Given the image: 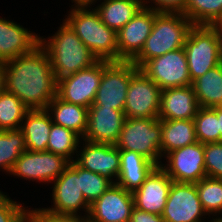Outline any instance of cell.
Listing matches in <instances>:
<instances>
[{
    "label": "cell",
    "instance_id": "cell-1",
    "mask_svg": "<svg viewBox=\"0 0 222 222\" xmlns=\"http://www.w3.org/2000/svg\"><path fill=\"white\" fill-rule=\"evenodd\" d=\"M5 91L15 94L30 110L47 109L57 95V79L41 44L5 62Z\"/></svg>",
    "mask_w": 222,
    "mask_h": 222
},
{
    "label": "cell",
    "instance_id": "cell-2",
    "mask_svg": "<svg viewBox=\"0 0 222 222\" xmlns=\"http://www.w3.org/2000/svg\"><path fill=\"white\" fill-rule=\"evenodd\" d=\"M40 44L49 55L57 80L87 69L99 61L65 21L47 41L40 38Z\"/></svg>",
    "mask_w": 222,
    "mask_h": 222
},
{
    "label": "cell",
    "instance_id": "cell-3",
    "mask_svg": "<svg viewBox=\"0 0 222 222\" xmlns=\"http://www.w3.org/2000/svg\"><path fill=\"white\" fill-rule=\"evenodd\" d=\"M64 21L98 60L118 61L117 32L101 21L95 8L72 6Z\"/></svg>",
    "mask_w": 222,
    "mask_h": 222
},
{
    "label": "cell",
    "instance_id": "cell-4",
    "mask_svg": "<svg viewBox=\"0 0 222 222\" xmlns=\"http://www.w3.org/2000/svg\"><path fill=\"white\" fill-rule=\"evenodd\" d=\"M192 27L181 12H157L152 31L132 63L140 69L148 60L183 48Z\"/></svg>",
    "mask_w": 222,
    "mask_h": 222
},
{
    "label": "cell",
    "instance_id": "cell-5",
    "mask_svg": "<svg viewBox=\"0 0 222 222\" xmlns=\"http://www.w3.org/2000/svg\"><path fill=\"white\" fill-rule=\"evenodd\" d=\"M183 48L191 82L222 63V36L216 26L193 25Z\"/></svg>",
    "mask_w": 222,
    "mask_h": 222
},
{
    "label": "cell",
    "instance_id": "cell-6",
    "mask_svg": "<svg viewBox=\"0 0 222 222\" xmlns=\"http://www.w3.org/2000/svg\"><path fill=\"white\" fill-rule=\"evenodd\" d=\"M161 135L162 120L159 118H126L119 139L114 145L119 150L137 152L160 166Z\"/></svg>",
    "mask_w": 222,
    "mask_h": 222
},
{
    "label": "cell",
    "instance_id": "cell-7",
    "mask_svg": "<svg viewBox=\"0 0 222 222\" xmlns=\"http://www.w3.org/2000/svg\"><path fill=\"white\" fill-rule=\"evenodd\" d=\"M137 69L132 61H109L103 68L92 105H104L124 112L128 86Z\"/></svg>",
    "mask_w": 222,
    "mask_h": 222
},
{
    "label": "cell",
    "instance_id": "cell-8",
    "mask_svg": "<svg viewBox=\"0 0 222 222\" xmlns=\"http://www.w3.org/2000/svg\"><path fill=\"white\" fill-rule=\"evenodd\" d=\"M140 70L162 90L192 85L184 48L148 60Z\"/></svg>",
    "mask_w": 222,
    "mask_h": 222
},
{
    "label": "cell",
    "instance_id": "cell-9",
    "mask_svg": "<svg viewBox=\"0 0 222 222\" xmlns=\"http://www.w3.org/2000/svg\"><path fill=\"white\" fill-rule=\"evenodd\" d=\"M63 155L48 151H24L14 163L9 174L32 181H55L69 165Z\"/></svg>",
    "mask_w": 222,
    "mask_h": 222
},
{
    "label": "cell",
    "instance_id": "cell-10",
    "mask_svg": "<svg viewBox=\"0 0 222 222\" xmlns=\"http://www.w3.org/2000/svg\"><path fill=\"white\" fill-rule=\"evenodd\" d=\"M99 60L93 66L57 80V96L75 105L89 108L100 85L102 71L108 63Z\"/></svg>",
    "mask_w": 222,
    "mask_h": 222
},
{
    "label": "cell",
    "instance_id": "cell-11",
    "mask_svg": "<svg viewBox=\"0 0 222 222\" xmlns=\"http://www.w3.org/2000/svg\"><path fill=\"white\" fill-rule=\"evenodd\" d=\"M53 206L42 208L54 214L80 215L78 211L84 209L89 214L90 204L85 200L80 189V166L72 161L64 172L53 181Z\"/></svg>",
    "mask_w": 222,
    "mask_h": 222
},
{
    "label": "cell",
    "instance_id": "cell-12",
    "mask_svg": "<svg viewBox=\"0 0 222 222\" xmlns=\"http://www.w3.org/2000/svg\"><path fill=\"white\" fill-rule=\"evenodd\" d=\"M162 89L139 68L128 86L126 118H158Z\"/></svg>",
    "mask_w": 222,
    "mask_h": 222
},
{
    "label": "cell",
    "instance_id": "cell-13",
    "mask_svg": "<svg viewBox=\"0 0 222 222\" xmlns=\"http://www.w3.org/2000/svg\"><path fill=\"white\" fill-rule=\"evenodd\" d=\"M207 215L201 205L196 183L172 181L162 214L165 222H204Z\"/></svg>",
    "mask_w": 222,
    "mask_h": 222
},
{
    "label": "cell",
    "instance_id": "cell-14",
    "mask_svg": "<svg viewBox=\"0 0 222 222\" xmlns=\"http://www.w3.org/2000/svg\"><path fill=\"white\" fill-rule=\"evenodd\" d=\"M165 157L168 164L160 167L175 182L197 183L207 177L204 144L200 142L173 150Z\"/></svg>",
    "mask_w": 222,
    "mask_h": 222
},
{
    "label": "cell",
    "instance_id": "cell-15",
    "mask_svg": "<svg viewBox=\"0 0 222 222\" xmlns=\"http://www.w3.org/2000/svg\"><path fill=\"white\" fill-rule=\"evenodd\" d=\"M156 16L157 11L142 7L117 32L118 61H132L141 52L152 31Z\"/></svg>",
    "mask_w": 222,
    "mask_h": 222
},
{
    "label": "cell",
    "instance_id": "cell-16",
    "mask_svg": "<svg viewBox=\"0 0 222 222\" xmlns=\"http://www.w3.org/2000/svg\"><path fill=\"white\" fill-rule=\"evenodd\" d=\"M134 199L131 192L113 183L90 204L89 222H129Z\"/></svg>",
    "mask_w": 222,
    "mask_h": 222
},
{
    "label": "cell",
    "instance_id": "cell-17",
    "mask_svg": "<svg viewBox=\"0 0 222 222\" xmlns=\"http://www.w3.org/2000/svg\"><path fill=\"white\" fill-rule=\"evenodd\" d=\"M126 120V115L120 110L91 105L88 108L87 129L82 140L93 143L115 144Z\"/></svg>",
    "mask_w": 222,
    "mask_h": 222
},
{
    "label": "cell",
    "instance_id": "cell-18",
    "mask_svg": "<svg viewBox=\"0 0 222 222\" xmlns=\"http://www.w3.org/2000/svg\"><path fill=\"white\" fill-rule=\"evenodd\" d=\"M83 141L85 144L77 152L80 156L75 159V162L82 168L116 183L120 170V150L114 144Z\"/></svg>",
    "mask_w": 222,
    "mask_h": 222
},
{
    "label": "cell",
    "instance_id": "cell-19",
    "mask_svg": "<svg viewBox=\"0 0 222 222\" xmlns=\"http://www.w3.org/2000/svg\"><path fill=\"white\" fill-rule=\"evenodd\" d=\"M172 181L160 166H156L142 185L132 193L134 207L162 216Z\"/></svg>",
    "mask_w": 222,
    "mask_h": 222
},
{
    "label": "cell",
    "instance_id": "cell-20",
    "mask_svg": "<svg viewBox=\"0 0 222 222\" xmlns=\"http://www.w3.org/2000/svg\"><path fill=\"white\" fill-rule=\"evenodd\" d=\"M200 106L192 85L162 90L160 120H193Z\"/></svg>",
    "mask_w": 222,
    "mask_h": 222
},
{
    "label": "cell",
    "instance_id": "cell-21",
    "mask_svg": "<svg viewBox=\"0 0 222 222\" xmlns=\"http://www.w3.org/2000/svg\"><path fill=\"white\" fill-rule=\"evenodd\" d=\"M34 32L4 18H0V60L7 62L33 50L40 44Z\"/></svg>",
    "mask_w": 222,
    "mask_h": 222
},
{
    "label": "cell",
    "instance_id": "cell-22",
    "mask_svg": "<svg viewBox=\"0 0 222 222\" xmlns=\"http://www.w3.org/2000/svg\"><path fill=\"white\" fill-rule=\"evenodd\" d=\"M155 167L154 163L137 152L120 150V170L116 184L133 193Z\"/></svg>",
    "mask_w": 222,
    "mask_h": 222
},
{
    "label": "cell",
    "instance_id": "cell-23",
    "mask_svg": "<svg viewBox=\"0 0 222 222\" xmlns=\"http://www.w3.org/2000/svg\"><path fill=\"white\" fill-rule=\"evenodd\" d=\"M23 122L20 130L25 138L26 149L47 151L49 133L53 124L50 113L46 109L29 110Z\"/></svg>",
    "mask_w": 222,
    "mask_h": 222
},
{
    "label": "cell",
    "instance_id": "cell-24",
    "mask_svg": "<svg viewBox=\"0 0 222 222\" xmlns=\"http://www.w3.org/2000/svg\"><path fill=\"white\" fill-rule=\"evenodd\" d=\"M46 110L52 115L54 124L74 131L81 138L84 137L88 121L87 107L68 103L56 95Z\"/></svg>",
    "mask_w": 222,
    "mask_h": 222
},
{
    "label": "cell",
    "instance_id": "cell-25",
    "mask_svg": "<svg viewBox=\"0 0 222 222\" xmlns=\"http://www.w3.org/2000/svg\"><path fill=\"white\" fill-rule=\"evenodd\" d=\"M161 156L198 142L194 120H162Z\"/></svg>",
    "mask_w": 222,
    "mask_h": 222
},
{
    "label": "cell",
    "instance_id": "cell-26",
    "mask_svg": "<svg viewBox=\"0 0 222 222\" xmlns=\"http://www.w3.org/2000/svg\"><path fill=\"white\" fill-rule=\"evenodd\" d=\"M142 7L141 0H104L95 10L105 25L118 32Z\"/></svg>",
    "mask_w": 222,
    "mask_h": 222
},
{
    "label": "cell",
    "instance_id": "cell-27",
    "mask_svg": "<svg viewBox=\"0 0 222 222\" xmlns=\"http://www.w3.org/2000/svg\"><path fill=\"white\" fill-rule=\"evenodd\" d=\"M200 107H218L222 101V63L192 82Z\"/></svg>",
    "mask_w": 222,
    "mask_h": 222
},
{
    "label": "cell",
    "instance_id": "cell-28",
    "mask_svg": "<svg viewBox=\"0 0 222 222\" xmlns=\"http://www.w3.org/2000/svg\"><path fill=\"white\" fill-rule=\"evenodd\" d=\"M183 14L193 25L216 26L222 19V0H186Z\"/></svg>",
    "mask_w": 222,
    "mask_h": 222
},
{
    "label": "cell",
    "instance_id": "cell-29",
    "mask_svg": "<svg viewBox=\"0 0 222 222\" xmlns=\"http://www.w3.org/2000/svg\"><path fill=\"white\" fill-rule=\"evenodd\" d=\"M30 109L15 95L4 91L0 94V131L17 130Z\"/></svg>",
    "mask_w": 222,
    "mask_h": 222
},
{
    "label": "cell",
    "instance_id": "cell-30",
    "mask_svg": "<svg viewBox=\"0 0 222 222\" xmlns=\"http://www.w3.org/2000/svg\"><path fill=\"white\" fill-rule=\"evenodd\" d=\"M80 139L82 138L74 131L53 123L49 133L47 151L63 155L72 162L74 161L72 155L77 154L80 147Z\"/></svg>",
    "mask_w": 222,
    "mask_h": 222
},
{
    "label": "cell",
    "instance_id": "cell-31",
    "mask_svg": "<svg viewBox=\"0 0 222 222\" xmlns=\"http://www.w3.org/2000/svg\"><path fill=\"white\" fill-rule=\"evenodd\" d=\"M26 150L25 138L20 129L0 131V167L7 174Z\"/></svg>",
    "mask_w": 222,
    "mask_h": 222
},
{
    "label": "cell",
    "instance_id": "cell-32",
    "mask_svg": "<svg viewBox=\"0 0 222 222\" xmlns=\"http://www.w3.org/2000/svg\"><path fill=\"white\" fill-rule=\"evenodd\" d=\"M196 190L202 208L209 217L210 214L222 215V179L205 177L196 183Z\"/></svg>",
    "mask_w": 222,
    "mask_h": 222
},
{
    "label": "cell",
    "instance_id": "cell-33",
    "mask_svg": "<svg viewBox=\"0 0 222 222\" xmlns=\"http://www.w3.org/2000/svg\"><path fill=\"white\" fill-rule=\"evenodd\" d=\"M195 131L198 142L202 144L220 142V131L216 107H200L194 117Z\"/></svg>",
    "mask_w": 222,
    "mask_h": 222
},
{
    "label": "cell",
    "instance_id": "cell-34",
    "mask_svg": "<svg viewBox=\"0 0 222 222\" xmlns=\"http://www.w3.org/2000/svg\"><path fill=\"white\" fill-rule=\"evenodd\" d=\"M112 184L110 179L80 166V189L89 204L98 199Z\"/></svg>",
    "mask_w": 222,
    "mask_h": 222
},
{
    "label": "cell",
    "instance_id": "cell-35",
    "mask_svg": "<svg viewBox=\"0 0 222 222\" xmlns=\"http://www.w3.org/2000/svg\"><path fill=\"white\" fill-rule=\"evenodd\" d=\"M207 177L222 179V142L204 144Z\"/></svg>",
    "mask_w": 222,
    "mask_h": 222
},
{
    "label": "cell",
    "instance_id": "cell-36",
    "mask_svg": "<svg viewBox=\"0 0 222 222\" xmlns=\"http://www.w3.org/2000/svg\"><path fill=\"white\" fill-rule=\"evenodd\" d=\"M25 209L0 191V222H13Z\"/></svg>",
    "mask_w": 222,
    "mask_h": 222
},
{
    "label": "cell",
    "instance_id": "cell-37",
    "mask_svg": "<svg viewBox=\"0 0 222 222\" xmlns=\"http://www.w3.org/2000/svg\"><path fill=\"white\" fill-rule=\"evenodd\" d=\"M36 217V222H89L88 216L54 214L42 208L32 209Z\"/></svg>",
    "mask_w": 222,
    "mask_h": 222
},
{
    "label": "cell",
    "instance_id": "cell-38",
    "mask_svg": "<svg viewBox=\"0 0 222 222\" xmlns=\"http://www.w3.org/2000/svg\"><path fill=\"white\" fill-rule=\"evenodd\" d=\"M143 7L153 9L157 12H181L183 13V9L185 7L186 0H141ZM155 3L154 7L148 5L151 2ZM147 4V5H146Z\"/></svg>",
    "mask_w": 222,
    "mask_h": 222
},
{
    "label": "cell",
    "instance_id": "cell-39",
    "mask_svg": "<svg viewBox=\"0 0 222 222\" xmlns=\"http://www.w3.org/2000/svg\"><path fill=\"white\" fill-rule=\"evenodd\" d=\"M129 222H165L162 216L144 212L136 209H132Z\"/></svg>",
    "mask_w": 222,
    "mask_h": 222
},
{
    "label": "cell",
    "instance_id": "cell-40",
    "mask_svg": "<svg viewBox=\"0 0 222 222\" xmlns=\"http://www.w3.org/2000/svg\"><path fill=\"white\" fill-rule=\"evenodd\" d=\"M13 222H36V217L32 210L25 209Z\"/></svg>",
    "mask_w": 222,
    "mask_h": 222
},
{
    "label": "cell",
    "instance_id": "cell-41",
    "mask_svg": "<svg viewBox=\"0 0 222 222\" xmlns=\"http://www.w3.org/2000/svg\"><path fill=\"white\" fill-rule=\"evenodd\" d=\"M5 91V62L0 60V94Z\"/></svg>",
    "mask_w": 222,
    "mask_h": 222
},
{
    "label": "cell",
    "instance_id": "cell-42",
    "mask_svg": "<svg viewBox=\"0 0 222 222\" xmlns=\"http://www.w3.org/2000/svg\"><path fill=\"white\" fill-rule=\"evenodd\" d=\"M216 115L218 118V125L220 131V142H222V108L216 107Z\"/></svg>",
    "mask_w": 222,
    "mask_h": 222
},
{
    "label": "cell",
    "instance_id": "cell-43",
    "mask_svg": "<svg viewBox=\"0 0 222 222\" xmlns=\"http://www.w3.org/2000/svg\"><path fill=\"white\" fill-rule=\"evenodd\" d=\"M75 3L73 6H86V5H94L93 3L97 2V0H72V3Z\"/></svg>",
    "mask_w": 222,
    "mask_h": 222
},
{
    "label": "cell",
    "instance_id": "cell-44",
    "mask_svg": "<svg viewBox=\"0 0 222 222\" xmlns=\"http://www.w3.org/2000/svg\"><path fill=\"white\" fill-rule=\"evenodd\" d=\"M216 27L219 29V32L222 36V19L217 23Z\"/></svg>",
    "mask_w": 222,
    "mask_h": 222
},
{
    "label": "cell",
    "instance_id": "cell-45",
    "mask_svg": "<svg viewBox=\"0 0 222 222\" xmlns=\"http://www.w3.org/2000/svg\"><path fill=\"white\" fill-rule=\"evenodd\" d=\"M209 222H222V217L217 218V216H216V218L211 219V221H209Z\"/></svg>",
    "mask_w": 222,
    "mask_h": 222
},
{
    "label": "cell",
    "instance_id": "cell-46",
    "mask_svg": "<svg viewBox=\"0 0 222 222\" xmlns=\"http://www.w3.org/2000/svg\"><path fill=\"white\" fill-rule=\"evenodd\" d=\"M218 107L222 108V101H221V103L219 104V106H218Z\"/></svg>",
    "mask_w": 222,
    "mask_h": 222
}]
</instances>
